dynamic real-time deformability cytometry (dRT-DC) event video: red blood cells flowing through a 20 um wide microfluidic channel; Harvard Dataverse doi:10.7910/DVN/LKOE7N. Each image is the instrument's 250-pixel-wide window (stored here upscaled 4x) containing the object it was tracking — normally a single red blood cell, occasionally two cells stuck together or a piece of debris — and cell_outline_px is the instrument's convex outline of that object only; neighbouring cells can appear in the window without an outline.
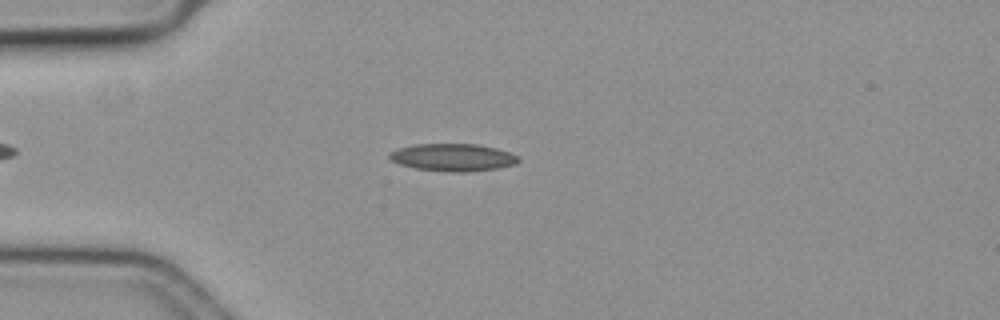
{"species": "common noctule bat (a hibernating species)", "species_latin": "Nyctalus noctula", "temperature_condition": "cold", "stored_images_in_passage": 40, "camera_frame_rate_fps": 3000, "um_per_image_px": 0.085, "animal": {"sex": "female", "body_mass_g": 19.3, "forearm_length_mm": 54.1}, "frame": {"image": 1, "passage_image": 11, "time_ms": 3.333, "image_size_px": [1000, 320], "cell_outline_px": [[520, 160], [516, 164], [496, 168], [468, 172], [452, 172], [416, 168], [400, 164], [392, 160], [388, 156], [392, 152], [400, 148], [416, 144], [476, 144], [496, 148], [520, 156]], "centroid_in_image_um": [38.55, 13.38], "position_along_channel_um": 46.5, "area_um2": 20.4}}
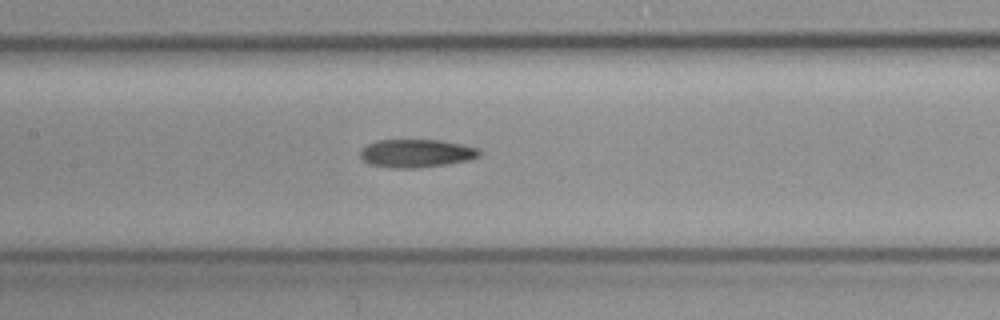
{"frame": {"image": 2, "passage_image": 23, "time_ms": 7.333, "image_size_px": [1000, 320], "cell_outline_px": [[480, 156], [468, 160], [448, 164], [416, 168], [392, 168], [372, 164], [364, 160], [360, 156], [360, 152], [368, 144], [376, 140], [440, 140], [460, 144], [476, 148], [480, 152]], "centroid_in_image_um": [35.39, 13.03], "position_along_channel_um": 172.0, "area_um2": 19.31}}
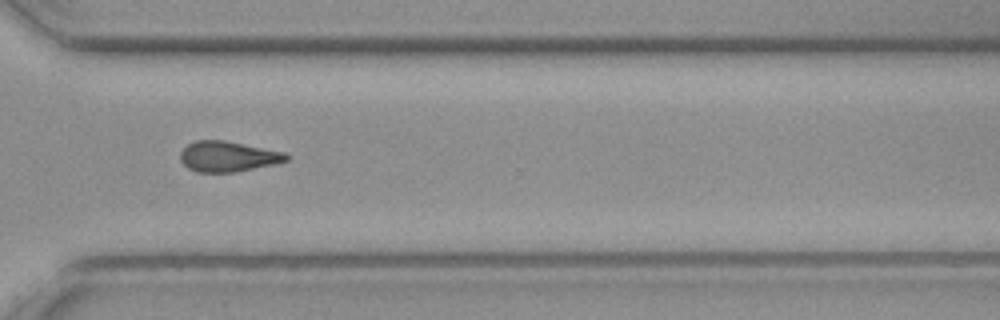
{"frame": {"image": 3, "passage_image": 38, "time_ms": 12.333, "image_size_px": [1000, 320], "cell_outline_px": [[288, 160], [276, 164], [236, 172], [196, 172], [188, 168], [180, 160], [180, 152], [188, 144], [196, 140], [224, 140], [284, 152], [288, 156]], "centroid_in_image_um": [19.36, 13.3], "position_along_channel_um": 351.2, "area_um2": 18.79}}